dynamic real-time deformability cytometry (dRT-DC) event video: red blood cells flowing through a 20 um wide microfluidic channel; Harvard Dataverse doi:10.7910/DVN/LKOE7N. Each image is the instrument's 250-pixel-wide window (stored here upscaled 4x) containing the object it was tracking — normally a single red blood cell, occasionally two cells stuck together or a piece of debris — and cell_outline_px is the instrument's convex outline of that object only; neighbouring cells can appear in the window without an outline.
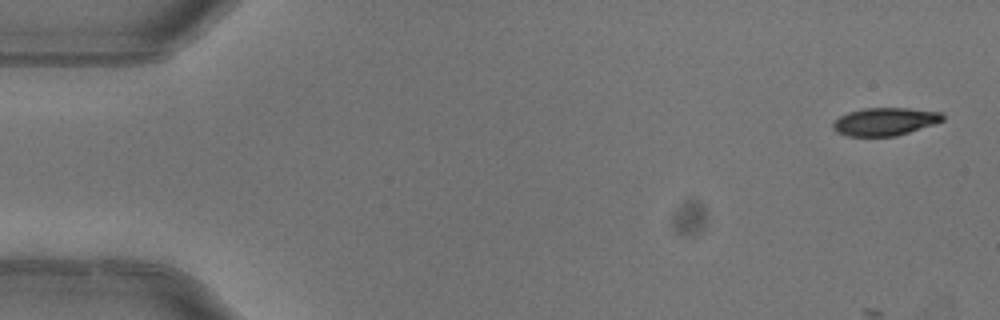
{"species": "common noctule bat (a hibernating species)", "species_latin": "Nyctalus noctula", "temperature_condition": "warm", "stored_images_in_passage": 6, "camera_frame_rate_fps": 3000, "um_per_image_px": 0.085, "animal": {"sex": "female"}, "frame": {"image": 1, "passage_image": 1, "time_ms": 0.0, "image_size_px": [1000, 320], "cell_outline_px": [[944, 120], [896, 136], [848, 136], [836, 132], [832, 128], [832, 124], [840, 116], [848, 112], [864, 108], [908, 108], [940, 112], [944, 116]], "centroid_in_image_um": [75.18, 10.33], "position_along_channel_um": 9.8, "area_um2": 17.63}}